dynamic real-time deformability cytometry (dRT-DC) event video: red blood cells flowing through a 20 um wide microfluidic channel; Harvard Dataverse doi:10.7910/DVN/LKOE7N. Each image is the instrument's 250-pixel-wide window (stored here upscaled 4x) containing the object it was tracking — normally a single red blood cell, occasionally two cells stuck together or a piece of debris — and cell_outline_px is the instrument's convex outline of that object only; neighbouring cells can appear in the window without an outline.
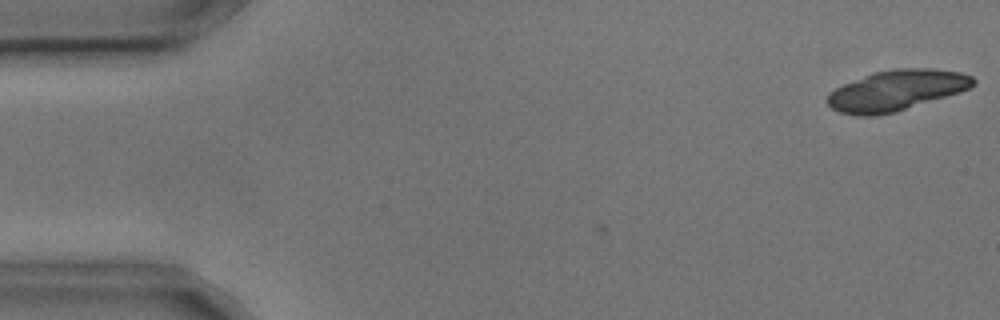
{"species": "common noctule bat (a hibernating species)", "species_latin": "Nyctalus noctula", "temperature_condition": "cold", "stored_images_in_passage": 2, "camera_frame_rate_fps": 3000, "um_per_image_px": 0.085, "animal": {"sex": "male", "body_mass_g": 17.9, "forearm_length_mm": 54.2}, "frame": {"image": 1, "passage_image": 2, "time_ms": 0.333, "image_size_px": [1000, 320], "cell_outline_px": [[976, 84], [960, 92], [896, 112], [876, 116], [856, 116], [840, 112], [832, 108], [828, 104], [828, 96], [836, 88], [844, 84], [872, 72], [896, 68], [932, 68], [960, 72], [972, 76], [976, 80]], "centroid_in_image_um": [76.22, 7.68], "position_along_channel_um": 8.8, "area_um2": 34.45}}